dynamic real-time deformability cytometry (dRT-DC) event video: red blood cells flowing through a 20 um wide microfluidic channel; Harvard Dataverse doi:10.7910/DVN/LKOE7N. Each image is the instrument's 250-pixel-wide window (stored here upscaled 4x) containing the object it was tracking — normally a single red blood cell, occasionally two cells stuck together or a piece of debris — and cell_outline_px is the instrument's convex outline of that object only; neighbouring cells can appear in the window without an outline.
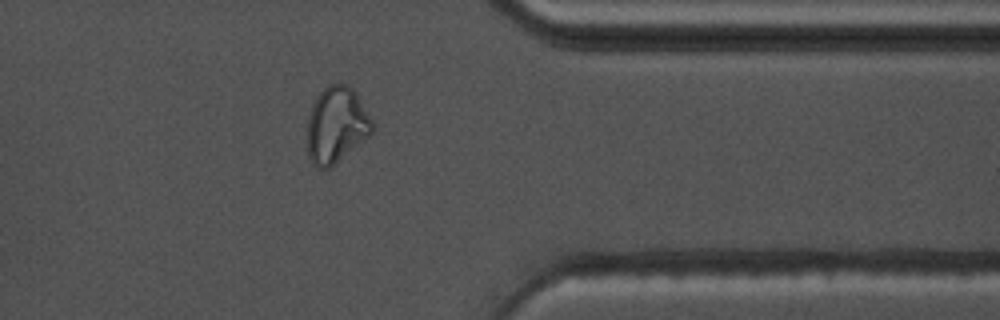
{"species": "common noctule bat (a hibernating species)", "species_latin": "Nyctalus noctula", "temperature_condition": "warm", "stored_images_in_passage": 54, "camera_frame_rate_fps": 3000, "um_per_image_px": 0.085, "animal": {"sex": "male", "body_mass_g": 17.5, "forearm_length_mm": 52.3}, "frame": {"image": 1, "passage_image": 46, "time_ms": 15.0, "image_size_px": [1000, 320], "cell_outline_px": [[372, 132], [368, 136], [328, 168], [320, 168], [312, 164], [308, 156], [308, 116], [312, 104], [316, 96], [328, 84], [348, 84], [356, 92], [372, 120]], "centroid_in_image_um": [28.57, 10.59], "position_along_channel_um": 382.8, "area_um2": 28.38}}